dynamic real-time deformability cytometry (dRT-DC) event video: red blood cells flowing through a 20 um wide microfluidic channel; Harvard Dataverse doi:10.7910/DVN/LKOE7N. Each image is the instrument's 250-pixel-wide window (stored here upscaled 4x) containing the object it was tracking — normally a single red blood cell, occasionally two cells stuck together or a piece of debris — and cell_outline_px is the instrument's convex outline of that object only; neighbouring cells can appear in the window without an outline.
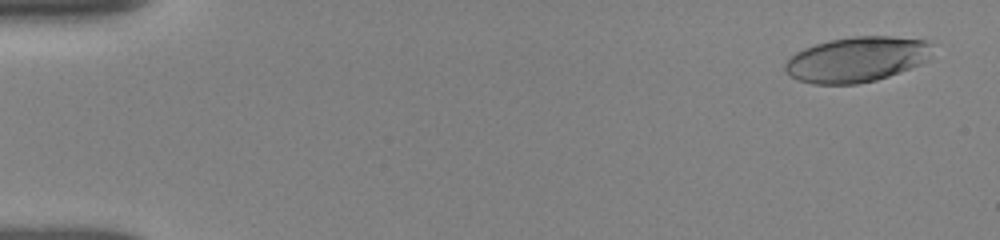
{"species": "human", "species_latin": "Homo sapiens", "temperature_condition": "room temperature", "stored_images_in_passage": 54, "camera_frame_rate_fps": 3000, "um_per_image_px": 0.085, "donor": {"sex": "female"}, "frame": {"image": 1, "passage_image": 2, "time_ms": 0.333, "image_size_px": [1000, 240], "cell_outline_px": [[932, 44], [928, 60], [920, 64], [888, 76], [876, 80], [856, 84], [812, 84], [788, 76], [784, 68], [784, 64], [796, 52], [804, 48], [816, 44], [832, 40], [852, 36], [892, 36], [928, 40]], "centroid_in_image_um": [72.82, 5.05], "position_along_channel_um": 12.2, "area_um2": 38.78}}
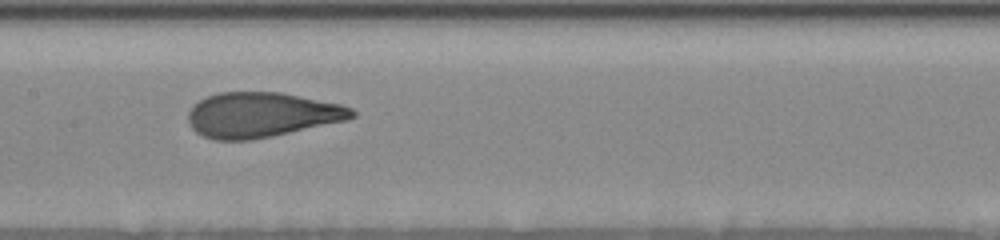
{"frame": {"image": 2, "passage_image": 28, "time_ms": 8.333, "image_size_px": [1000, 240], "cell_outline_px": [[356, 116], [348, 120], [272, 136], [252, 140], [216, 140], [204, 136], [196, 132], [192, 128], [188, 120], [188, 112], [200, 100], [208, 96], [220, 92], [280, 92], [340, 104], [352, 108], [356, 112]], "centroid_in_image_um": [22.25, 9.76], "position_along_channel_um": 185.1, "area_um2": 42.77}}
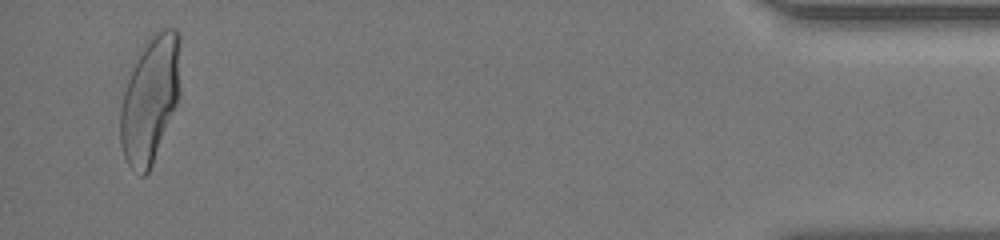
{"frame": {"image": 3, "passage_image": 50, "time_ms": 16.333, "image_size_px": [1000, 240], "cell_outline_px": [[180, 96], [152, 164], [148, 172], [144, 176], [140, 176], [128, 164], [124, 156], [120, 144], [120, 108], [124, 92], [128, 80], [152, 32], [160, 28], [176, 28], [180, 32]], "centroid_in_image_um": [12.79, 8.42], "position_along_channel_um": 422.4, "area_um2": 44.04}, "authors_computed_cell_mechanics": {"area_um2": 42.3096, "velocity_mm_per_s": 3.862, "shape_relaxation_time_tau1_ms": 4.5987, "shape_relaxation_time_tau2_ms": 0.9029, "deformation_change_tau1": 0.1941, "deformation_change_tau2": 0.0876}}